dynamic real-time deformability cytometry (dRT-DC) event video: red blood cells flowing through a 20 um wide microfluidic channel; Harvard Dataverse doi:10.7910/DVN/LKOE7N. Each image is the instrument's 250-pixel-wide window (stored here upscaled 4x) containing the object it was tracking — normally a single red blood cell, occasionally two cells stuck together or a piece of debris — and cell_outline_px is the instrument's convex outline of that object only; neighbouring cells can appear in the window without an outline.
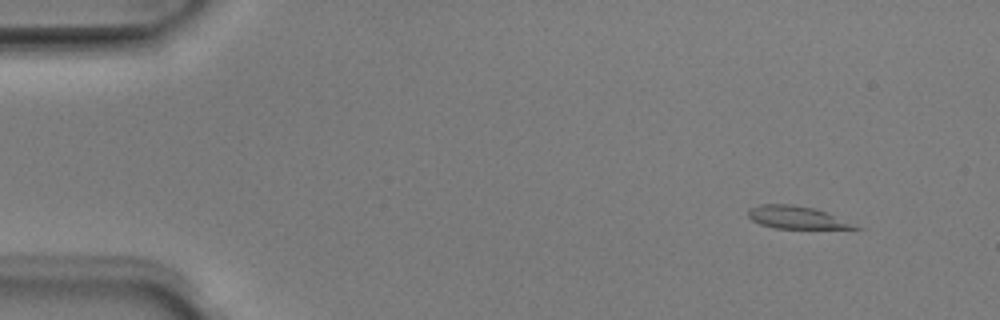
{"species": "Egyptian fruit bat (a non-hibernating species)", "species_latin": "Rousettus aegyptiacus", "temperature_condition": "room temperature", "stored_images_in_passage": 47, "camera_frame_rate_fps": 3000, "um_per_image_px": 0.085, "animal": {"sex": "male"}, "frame": {"image": 1, "passage_image": 1, "time_ms": 0.0, "image_size_px": [1000, 320], "cell_outline_px": [[864, 228], [776, 228], [760, 224], [752, 220], [748, 216], [748, 208], [760, 204], [792, 204], [816, 208], [828, 212]], "centroid_in_image_um": [67.69, 18.46], "position_along_channel_um": 17.3, "area_um2": 14.05}}
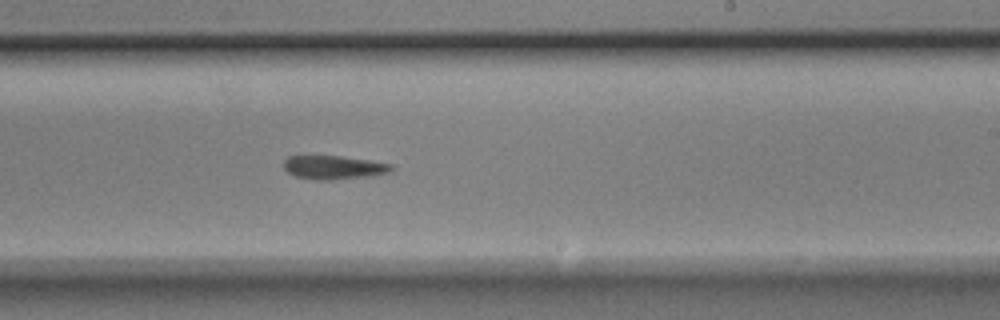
{"frame": {"image": 2, "passage_image": 27, "time_ms": 8.667, "image_size_px": [1000, 320], "cell_outline_px": [[392, 168], [388, 172], [368, 176], [332, 180], [316, 180], [296, 176], [288, 172], [284, 168], [284, 160], [288, 156], [340, 156], [368, 160], [392, 164]], "centroid_in_image_um": [28.33, 14.23], "position_along_channel_um": 260.7, "area_um2": 14.62}}
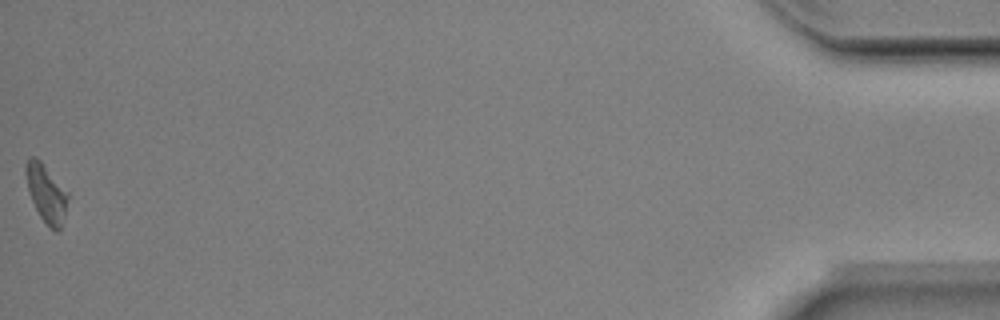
{"frame": {"image": 3, "passage_image": 47, "time_ms": 15.333, "image_size_px": [1000, 320], "cell_outline_px": [[68, 196], [60, 232], [56, 232], [40, 216], [28, 192], [24, 172], [24, 168], [28, 160], [32, 156], [36, 156], [40, 160], [68, 192]], "centroid_in_image_um": [3.91, 16.4], "position_along_channel_um": 431.3, "area_um2": 13.93}, "authors_computed_cell_mechanics": {"area_um2": 14.9702, "velocity_mm_per_s": 4.0153, "shape_relaxation_time_tau1_ms": 2.3163, "shape_relaxation_time_tau2_ms": 3.8207, "deformation_change_tau1": 0.1981, "deformation_change_tau2": 0.1397}}